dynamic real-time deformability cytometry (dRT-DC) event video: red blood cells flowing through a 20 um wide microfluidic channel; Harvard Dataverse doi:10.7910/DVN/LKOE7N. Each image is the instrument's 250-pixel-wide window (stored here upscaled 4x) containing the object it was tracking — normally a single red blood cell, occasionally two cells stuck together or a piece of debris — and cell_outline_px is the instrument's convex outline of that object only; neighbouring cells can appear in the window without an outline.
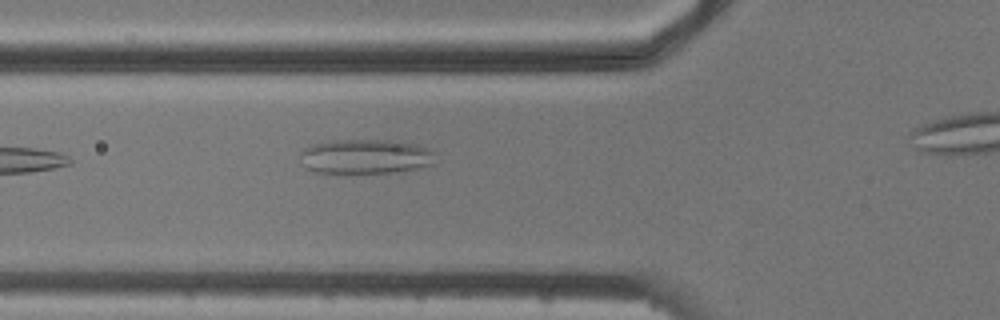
{"species": "common noctule bat (a hibernating species)", "species_latin": "Nyctalus noctula", "temperature_condition": "cold", "stored_images_in_passage": 3, "camera_frame_rate_fps": 3000, "um_per_image_px": 0.085, "animal": {"sex": "male", "body_mass_g": 20.5, "forearm_length_mm": 52.5}, "frame": {"image": 1, "passage_image": 2, "time_ms": 1.333, "image_size_px": [1000, 320], "cell_outline_px": [[436, 164], [420, 168], [396, 172], [340, 176], [316, 172], [304, 168], [300, 156], [300, 152], [304, 148], [312, 144], [328, 140], [392, 140], [416, 144], [428, 148], [436, 152]], "centroid_in_image_um": [31.06, 13.35], "position_along_channel_um": 94.7, "area_um2": 28.78}}